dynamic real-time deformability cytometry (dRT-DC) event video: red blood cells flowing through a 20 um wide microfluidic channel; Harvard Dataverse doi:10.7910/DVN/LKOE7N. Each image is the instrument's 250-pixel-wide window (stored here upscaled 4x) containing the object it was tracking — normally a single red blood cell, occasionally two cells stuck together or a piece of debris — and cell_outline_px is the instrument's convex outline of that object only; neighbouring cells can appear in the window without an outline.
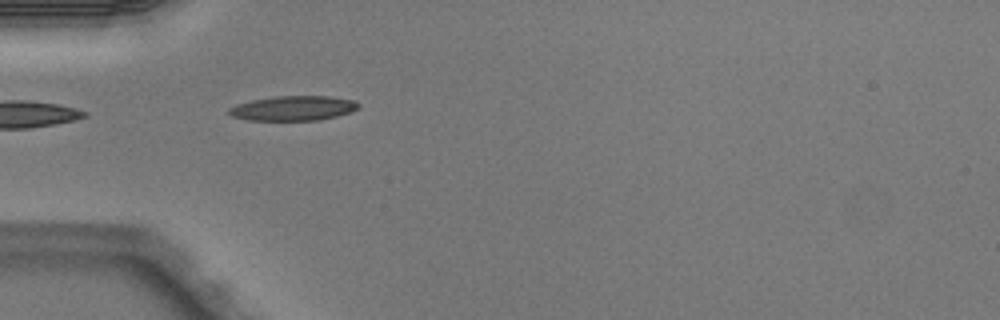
{"species": "Egyptian fruit bat (a non-hibernating species)", "species_latin": "Rousettus aegyptiacus", "temperature_condition": "warm", "stored_images_in_passage": 4, "camera_frame_rate_fps": 3000, "um_per_image_px": 0.085, "animal": {"sex": "male"}, "frame": {"image": 1, "passage_image": 3, "time_ms": 0.667, "image_size_px": [1000, 320], "cell_outline_px": [[360, 104], [356, 108], [348, 112], [336, 116], [316, 120], [248, 120], [232, 116], [228, 112], [228, 108], [236, 104], [252, 100], [276, 96], [328, 96], [352, 100]], "centroid_in_image_um": [24.87, 9.19], "position_along_channel_um": 60.1, "area_um2": 18.38}}
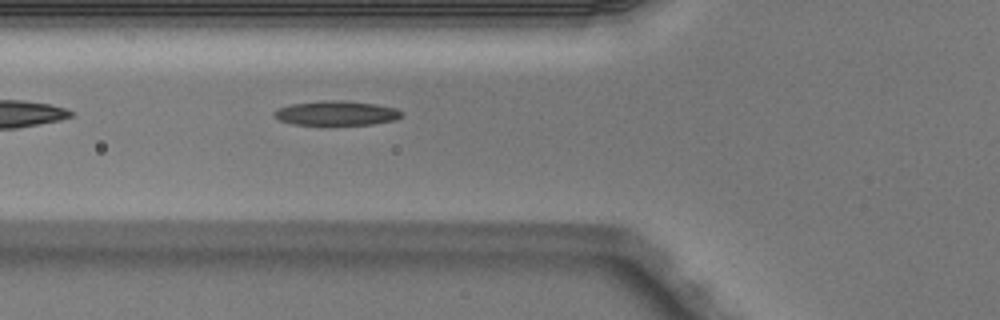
{"frame": {"image": 2, "passage_image": 4, "time_ms": 1.0, "image_size_px": [1000, 320], "cell_outline_px": [[404, 112], [400, 116], [392, 120], [372, 124], [324, 128], [292, 124], [280, 120], [272, 116], [272, 112], [276, 108], [292, 104], [376, 104], [396, 108]], "centroid_in_image_um": [28.52, 9.74], "position_along_channel_um": 97.3, "area_um2": 17.74}}